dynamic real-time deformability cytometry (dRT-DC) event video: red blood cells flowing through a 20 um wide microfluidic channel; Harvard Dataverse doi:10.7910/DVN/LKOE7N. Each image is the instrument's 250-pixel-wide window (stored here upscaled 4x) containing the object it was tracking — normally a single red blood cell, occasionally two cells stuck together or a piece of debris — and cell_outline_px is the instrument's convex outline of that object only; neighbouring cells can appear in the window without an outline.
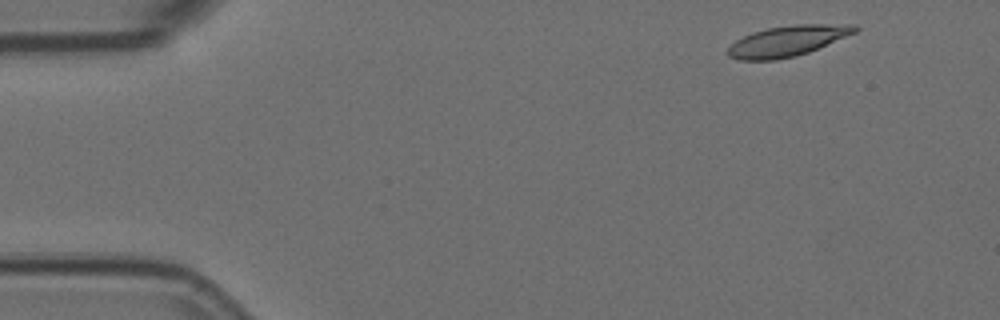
{"species": "Egyptian fruit bat (a non-hibernating species)", "species_latin": "Rousettus aegyptiacus", "temperature_condition": "room temperature", "stored_images_in_passage": 4, "segment_of_instrument_passage": [1, 2], "camera_frame_rate_fps": 3000, "um_per_image_px": 0.085, "animal": {"sex": "female"}, "frame": {"image": 1, "passage_image": 1, "time_ms": 0.0, "image_size_px": [1000, 320], "cell_outline_px": [[860, 28], [856, 32], [808, 52], [796, 56], [776, 60], [740, 60], [728, 56], [728, 48], [736, 40], [752, 32], [768, 28], [796, 24], [856, 24]], "centroid_in_image_um": [66.95, 3.48], "position_along_channel_um": 18.0, "area_um2": 22.54}}
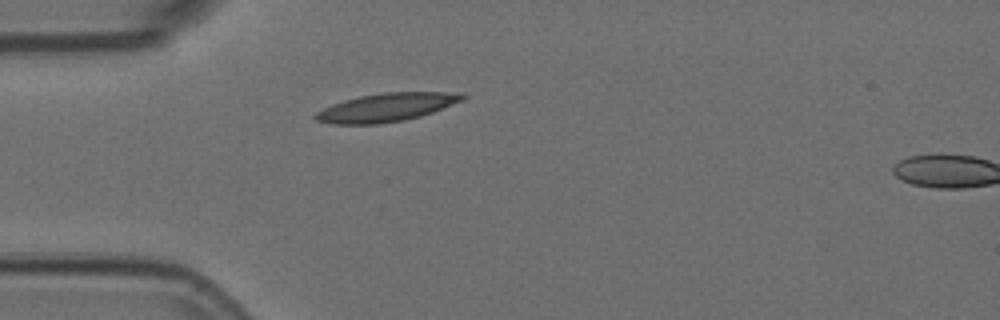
{"frame": {"image": 2, "passage_image": 3, "time_ms": 0.667, "image_size_px": [1000, 320], "cell_outline_px": [[468, 96], [464, 100], [432, 112], [420, 116], [404, 120], [380, 124], [332, 124], [316, 120], [312, 116], [316, 112], [332, 104], [344, 100], [360, 96], [384, 92], [464, 92]], "centroid_in_image_um": [32.87, 9.12], "position_along_channel_um": 52.1, "area_um2": 24.39}}